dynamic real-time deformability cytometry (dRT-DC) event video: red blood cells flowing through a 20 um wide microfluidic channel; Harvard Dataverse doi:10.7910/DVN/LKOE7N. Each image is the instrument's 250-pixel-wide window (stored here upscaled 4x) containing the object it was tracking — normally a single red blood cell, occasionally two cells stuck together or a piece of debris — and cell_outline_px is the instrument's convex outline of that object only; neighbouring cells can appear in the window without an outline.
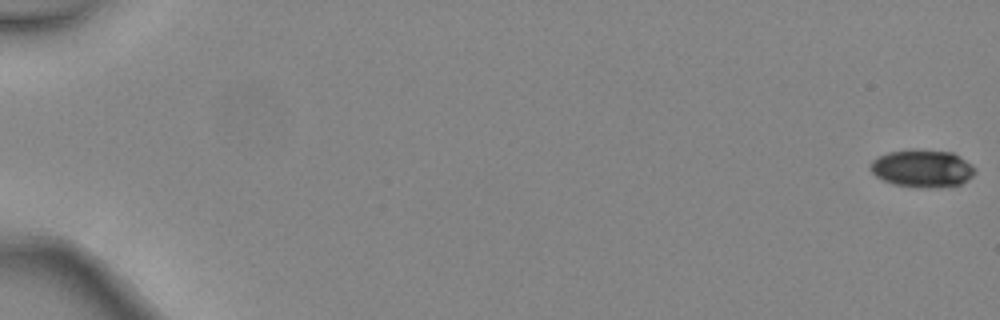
{"species": "common noctule bat (a hibernating species)", "species_latin": "Nyctalus noctula", "temperature_condition": "warm", "stored_images_in_passage": 6, "camera_frame_rate_fps": 3000, "um_per_image_px": 0.085, "animal": {"sex": "female", "body_mass_g": 24.6, "forearm_length_mm": 56.2}, "frame": {"image": 1, "passage_image": 1, "time_ms": 0.0, "image_size_px": [1000, 320], "cell_outline_px": [[976, 172], [968, 180], [960, 184], [932, 188], [924, 188], [892, 184], [876, 176], [868, 168], [872, 160], [888, 152], [912, 148], [952, 152], [976, 168]], "centroid_in_image_um": [78.37, 14.31], "position_along_channel_um": 6.6, "area_um2": 23.06}}
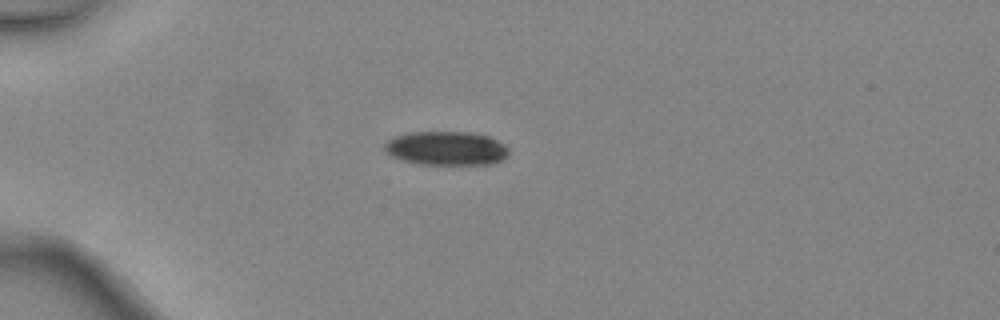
{"frame": {"image": 2, "passage_image": 5, "time_ms": 1.333, "image_size_px": [1000, 320], "cell_outline_px": [[508, 152], [500, 160], [492, 164], [416, 164], [400, 160], [392, 156], [384, 148], [384, 144], [392, 136], [408, 132], [472, 132], [488, 136], [504, 144], [508, 148]], "centroid_in_image_um": [37.88, 12.6], "position_along_channel_um": 47.1, "area_um2": 24.57}}